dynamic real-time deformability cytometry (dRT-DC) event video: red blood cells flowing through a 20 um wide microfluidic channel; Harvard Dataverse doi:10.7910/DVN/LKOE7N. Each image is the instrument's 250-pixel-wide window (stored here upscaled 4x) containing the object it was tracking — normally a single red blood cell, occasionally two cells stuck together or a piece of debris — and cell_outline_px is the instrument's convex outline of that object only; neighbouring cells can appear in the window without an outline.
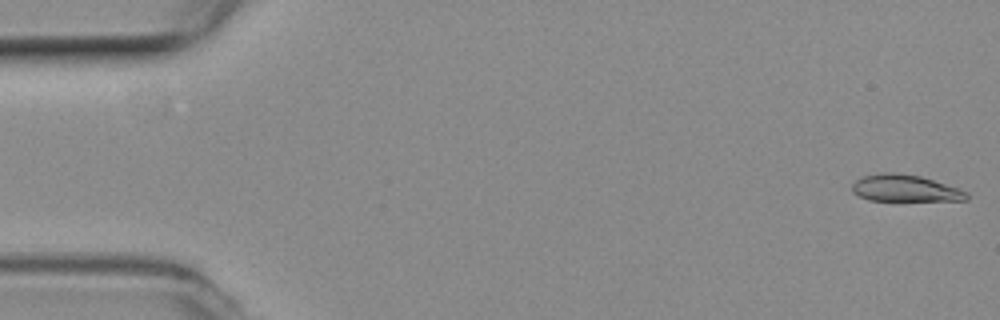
{"species": "common noctule bat (a hibernating species)", "species_latin": "Nyctalus noctula", "temperature_condition": "room temperature", "stored_images_in_passage": 53, "camera_frame_rate_fps": 3000, "um_per_image_px": 0.085, "animal": {"sex": "female", "body_mass_g": 19.3, "forearm_length_mm": 54.1}, "frame": {"image": 1, "passage_image": 1, "time_ms": 0.0, "image_size_px": [1000, 320], "cell_outline_px": [[968, 200], [868, 200], [852, 192], [852, 184], [856, 180], [864, 176], [884, 172], [896, 172], [920, 176], [960, 188], [968, 192]], "centroid_in_image_um": [76.94, 15.99], "position_along_channel_um": 8.1, "area_um2": 17.8}}
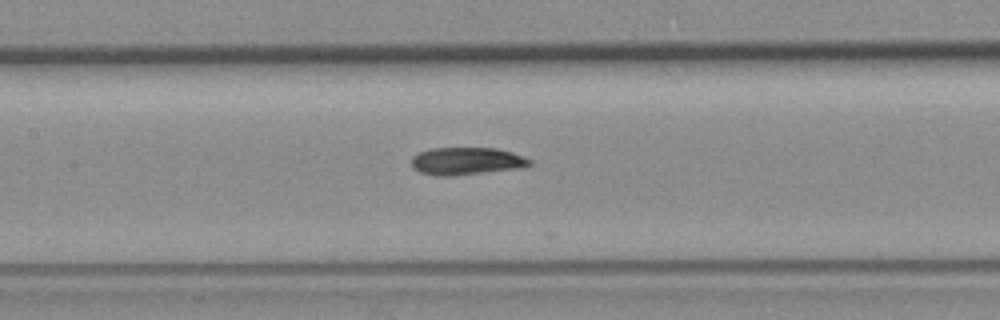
{"frame": {"image": 2, "passage_image": 24, "time_ms": 7.667, "image_size_px": [1000, 320], "cell_outline_px": [[532, 164], [524, 168], [448, 176], [436, 176], [420, 172], [412, 168], [412, 156], [416, 152], [432, 148], [496, 148], [512, 152], [524, 156], [532, 160]], "centroid_in_image_um": [39.66, 13.69], "position_along_channel_um": 167.7, "area_um2": 19.19}}
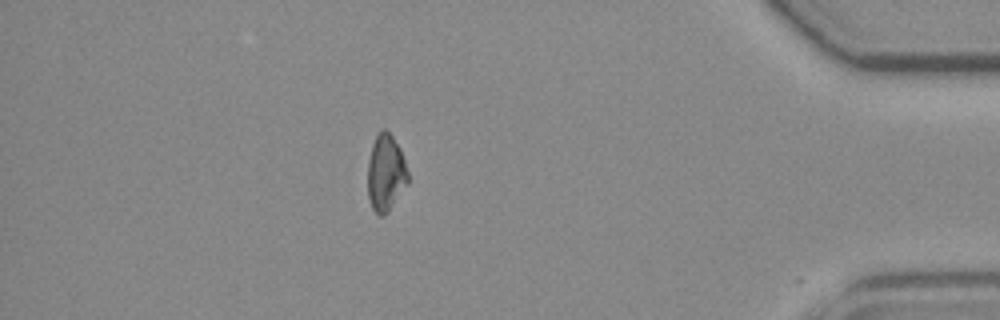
{"frame": {"image": 3, "passage_image": 46, "time_ms": 15.0, "image_size_px": [1000, 320], "cell_outline_px": [[408, 184], [388, 212], [384, 216], [380, 216], [372, 208], [368, 196], [368, 160], [372, 144], [376, 136], [384, 128], [392, 136], [400, 148], [408, 172]], "centroid_in_image_um": [32.79, 14.72], "position_along_channel_um": 402.4, "area_um2": 17.98}, "authors_computed_cell_mechanics": {"area_um2": 18.6694, "velocity_mm_per_s": 3.8472, "shape_relaxation_time_tau1_ms": 7.4686, "shape_relaxation_time_tau2_ms": null, "deformation_change_tau1": 0.2093, "deformation_change_tau2": null}}